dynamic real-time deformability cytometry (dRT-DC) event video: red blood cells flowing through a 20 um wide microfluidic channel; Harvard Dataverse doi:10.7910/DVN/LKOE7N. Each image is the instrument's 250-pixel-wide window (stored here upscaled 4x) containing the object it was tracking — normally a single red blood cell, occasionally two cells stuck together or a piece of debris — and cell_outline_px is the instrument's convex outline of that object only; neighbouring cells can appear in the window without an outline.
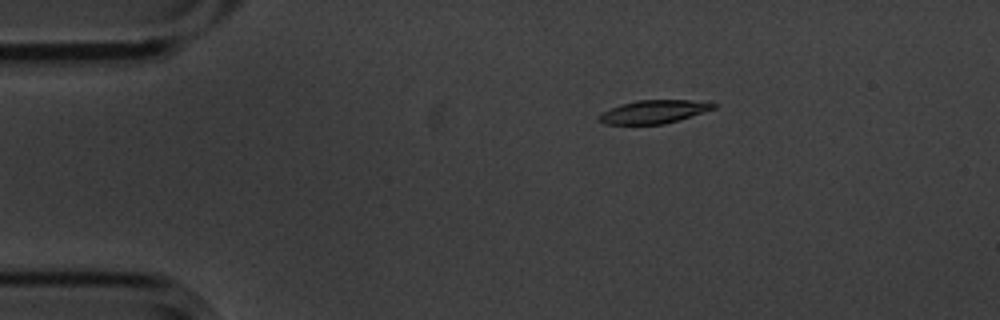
{"species": "common noctule bat (a hibernating species)", "species_latin": "Nyctalus noctula", "temperature_condition": "cold", "stored_images_in_passage": 4, "camera_frame_rate_fps": 3000, "um_per_image_px": 0.085, "animal": {"sex": "male", "body_mass_g": 20.1, "forearm_length_mm": 53.5}, "frame": {"image": 1, "passage_image": 3, "time_ms": 0.667, "image_size_px": [1000, 320], "cell_outline_px": [[716, 108], [704, 112], [664, 124], [604, 124], [596, 120], [604, 112], [620, 104], [636, 100], [712, 100], [716, 104]], "centroid_in_image_um": [55.64, 9.48], "position_along_channel_um": 29.4, "area_um2": 15.61}}